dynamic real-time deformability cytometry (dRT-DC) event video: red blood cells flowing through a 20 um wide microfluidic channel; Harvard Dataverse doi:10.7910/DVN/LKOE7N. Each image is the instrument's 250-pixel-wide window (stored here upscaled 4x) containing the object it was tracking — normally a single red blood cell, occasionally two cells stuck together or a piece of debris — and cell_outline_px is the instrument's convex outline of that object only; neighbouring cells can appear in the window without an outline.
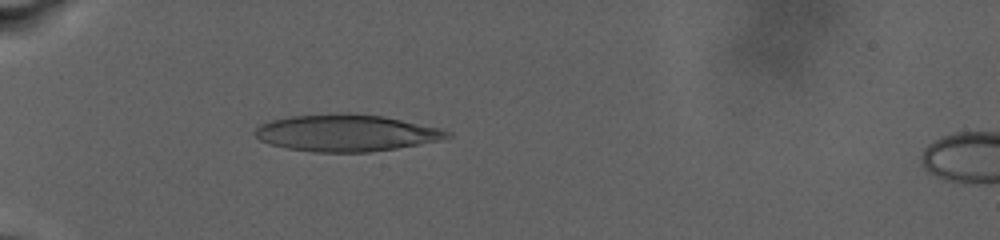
{"species": "human", "species_latin": "Homo sapiens", "temperature_condition": "warm", "stored_images_in_passage": 67, "camera_frame_rate_fps": 3000, "um_per_image_px": 0.085, "donor": {"sex": "male"}, "frame": {"image": 1, "passage_image": 22, "time_ms": 9.333, "image_size_px": [1000, 240], "cell_outline_px": [[452, 136], [440, 140], [420, 144], [396, 148], [368, 152], [312, 152], [288, 148], [272, 144], [260, 140], [252, 132], [260, 124], [272, 120], [288, 116], [340, 112], [348, 112], [384, 116], [440, 128], [452, 132]], "centroid_in_image_um": [29.43, 11.28], "position_along_channel_um": 55.6, "area_um2": 41.5}}
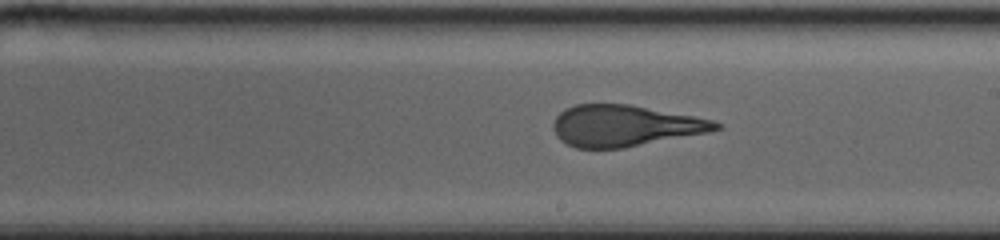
{"frame": {"image": 2, "passage_image": 45, "time_ms": 17.333, "image_size_px": [1000, 240], "cell_outline_px": [[724, 128], [708, 132], [624, 148], [576, 148], [560, 140], [556, 136], [552, 128], [552, 124], [556, 116], [564, 108], [576, 104], [628, 104], [692, 116], [712, 120], [724, 124]], "centroid_in_image_um": [53.08, 10.69], "position_along_channel_um": 235.9, "area_um2": 39.07}}
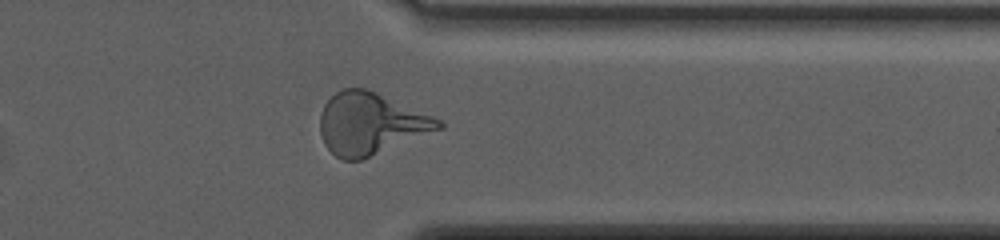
{"frame": {"image": 3, "passage_image": 61, "time_ms": 23.0, "image_size_px": [1000, 240], "cell_outline_px": [[444, 128], [360, 160], [344, 160], [336, 156], [324, 144], [320, 132], [320, 116], [324, 104], [336, 92], [344, 88], [364, 88], [376, 92], [432, 116], [440, 120], [444, 124]], "centroid_in_image_um": [31.48, 10.51], "position_along_channel_um": 379.9, "area_um2": 42.19}, "authors_computed_cell_mechanics": {"area_um2": 40.6334, "velocity_mm_per_s": 2.564, "shape_relaxation_time_tau1_ms": null, "shape_relaxation_time_tau2_ms": 1.4136, "deformation_change_tau1": null, "deformation_change_tau2": 0.1032}}